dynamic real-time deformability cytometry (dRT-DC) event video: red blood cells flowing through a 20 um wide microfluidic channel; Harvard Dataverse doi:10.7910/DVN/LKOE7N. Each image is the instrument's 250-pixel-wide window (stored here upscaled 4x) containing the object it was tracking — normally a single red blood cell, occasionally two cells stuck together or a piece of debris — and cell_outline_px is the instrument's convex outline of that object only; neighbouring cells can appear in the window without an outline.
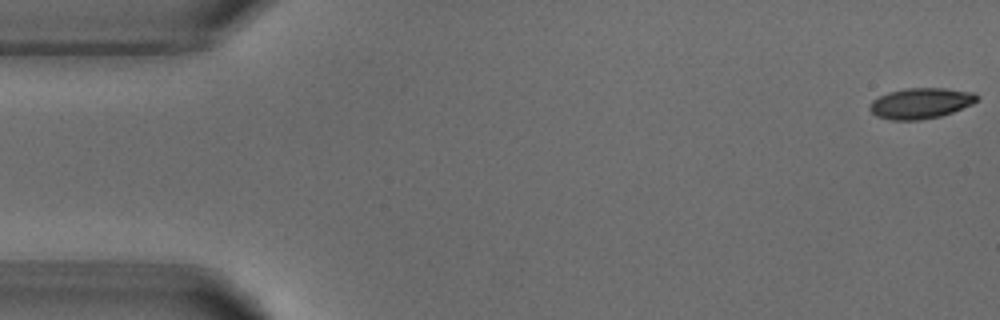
{"species": "common noctule bat (a hibernating species)", "species_latin": "Nyctalus noctula", "temperature_condition": "warm", "stored_images_in_passage": 4, "camera_frame_rate_fps": 3000, "um_per_image_px": 0.085, "animal": {"sex": "male", "body_mass_g": 18.8}, "frame": {"image": 1, "passage_image": 1, "time_ms": 0.0, "image_size_px": [1000, 320], "cell_outline_px": [[980, 100], [972, 104], [952, 112], [940, 116], [920, 120], [892, 120], [876, 116], [868, 108], [872, 100], [888, 92], [904, 88], [944, 88], [976, 92], [980, 96]], "centroid_in_image_um": [78.29, 8.76], "position_along_channel_um": 6.7, "area_um2": 19.36}}
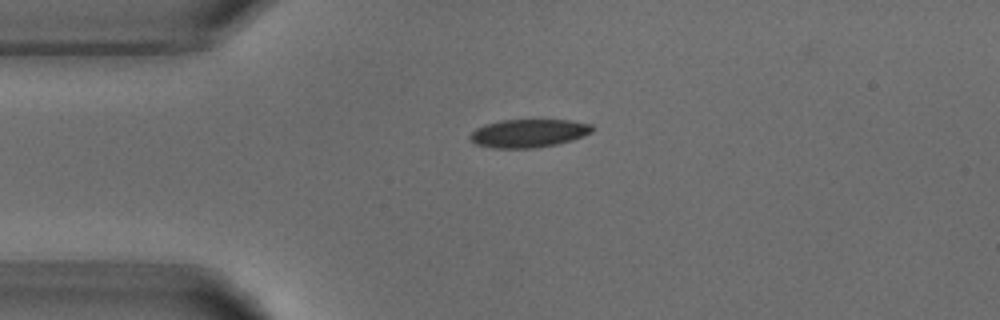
{"frame": {"image": 2, "passage_image": 4, "time_ms": 3.667, "image_size_px": [1000, 320], "cell_outline_px": [[596, 128], [592, 132], [584, 136], [572, 140], [556, 144], [536, 148], [492, 148], [476, 144], [468, 136], [476, 128], [484, 124], [500, 120], [568, 120], [592, 124]], "centroid_in_image_um": [44.95, 11.32], "position_along_channel_um": 40.1, "area_um2": 20.23}}